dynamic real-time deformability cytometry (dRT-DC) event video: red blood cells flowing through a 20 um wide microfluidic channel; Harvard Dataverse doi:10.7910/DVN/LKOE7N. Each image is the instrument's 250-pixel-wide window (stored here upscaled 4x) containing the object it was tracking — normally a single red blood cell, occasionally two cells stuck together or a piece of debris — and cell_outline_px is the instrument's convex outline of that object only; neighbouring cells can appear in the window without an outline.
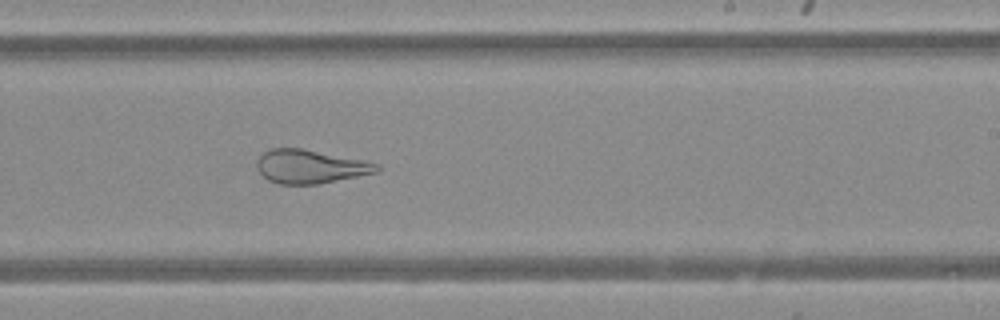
{"species": "Egyptian fruit bat (a non-hibernating species)", "species_latin": "Rousettus aegyptiacus", "temperature_condition": "warm", "stored_images_in_passage": 41, "segment_of_instrument_passage": [1, 2], "camera_frame_rate_fps": 3000, "um_per_image_px": 0.085, "animal": {"sex": "female"}, "frame": {"image": 1, "passage_image": 21, "time_ms": 6.667, "image_size_px": [1000, 320], "cell_outline_px": [[380, 168], [376, 172], [316, 184], [280, 184], [268, 180], [256, 168], [256, 160], [264, 152], [272, 148], [300, 148], [380, 164]], "centroid_in_image_um": [26.31, 14.16], "position_along_channel_um": 262.7, "area_um2": 23.0}}
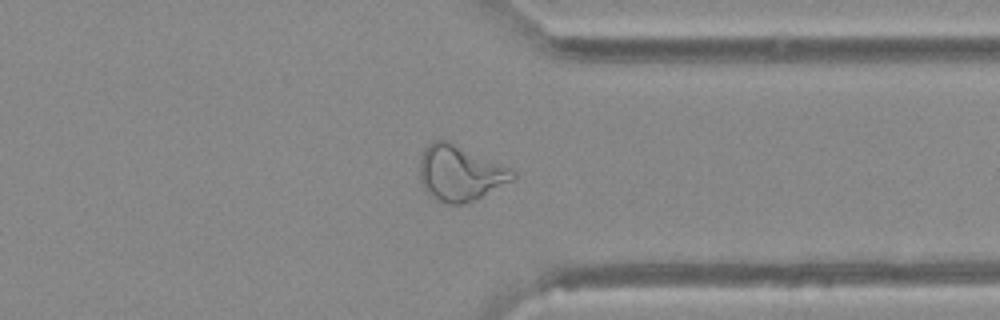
{"frame": {"image": 2, "passage_image": 29, "time_ms": 9.333, "image_size_px": [1000, 320], "cell_outline_px": [[516, 176], [512, 180], [464, 204], [444, 204], [436, 200], [420, 184], [420, 156], [424, 148], [432, 140], [448, 140], [512, 168], [516, 172]], "centroid_in_image_um": [39.07, 14.69], "position_along_channel_um": 372.3, "area_um2": 30.06}}
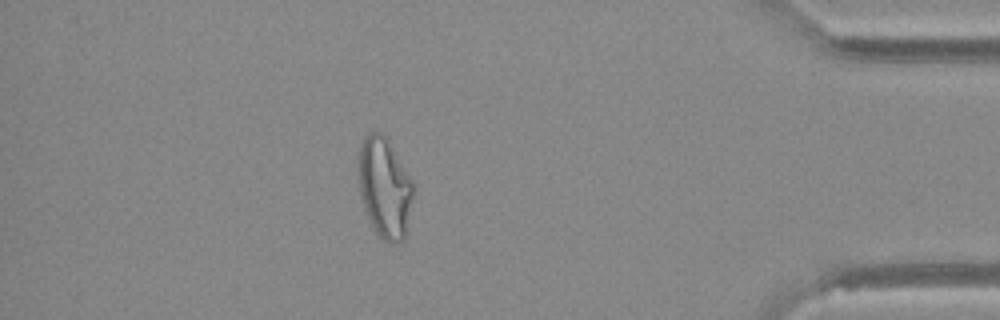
{"frame": {"image": 3, "passage_image": 34, "time_ms": 11.0, "image_size_px": [1000, 320], "cell_outline_px": [[412, 196], [404, 240], [400, 244], [392, 244], [384, 240], [376, 232], [368, 216], [364, 204], [356, 172], [360, 148], [364, 136], [368, 132], [380, 132], [388, 136], [412, 180]], "centroid_in_image_um": [32.68, 15.89], "position_along_channel_um": 402.5, "area_um2": 32.02}}